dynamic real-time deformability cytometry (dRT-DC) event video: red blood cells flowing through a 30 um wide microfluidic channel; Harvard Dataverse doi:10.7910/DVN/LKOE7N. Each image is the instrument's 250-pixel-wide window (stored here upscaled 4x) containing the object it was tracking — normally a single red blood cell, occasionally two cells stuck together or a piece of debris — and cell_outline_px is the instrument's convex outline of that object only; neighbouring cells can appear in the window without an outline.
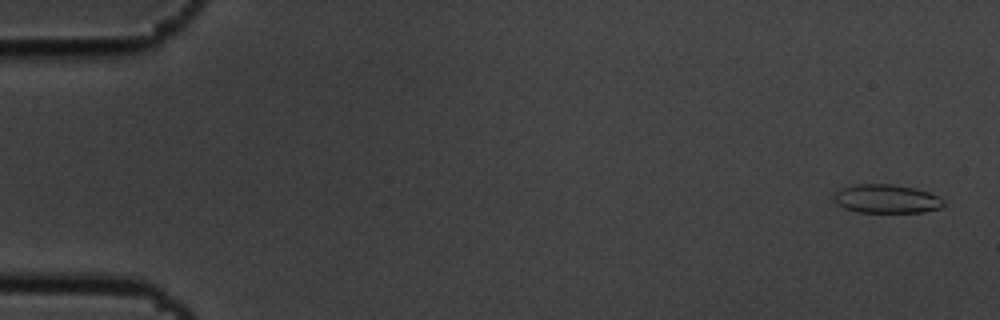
{"species": "common noctule bat (a hibernating species)", "species_latin": "Nyctalus noctula", "temperature_condition": "cold", "stored_images_in_passage": 15, "camera_frame_rate_fps": 3000, "um_per_image_px": 0.085, "animal": {"sex": "male", "body_mass_g": 19.5, "forearm_length_mm": 54.6}, "frame": {"image": 1, "passage_image": 1, "time_ms": 0.0, "image_size_px": [1000, 320], "cell_outline_px": [[944, 204], [940, 208], [924, 212], [856, 212], [844, 208], [836, 204], [832, 200], [832, 196], [836, 192], [844, 188], [856, 184], [892, 184], [916, 188], [940, 196], [944, 200]], "centroid_in_image_um": [75.35, 16.9], "position_along_channel_um": 9.7, "area_um2": 18.5}}
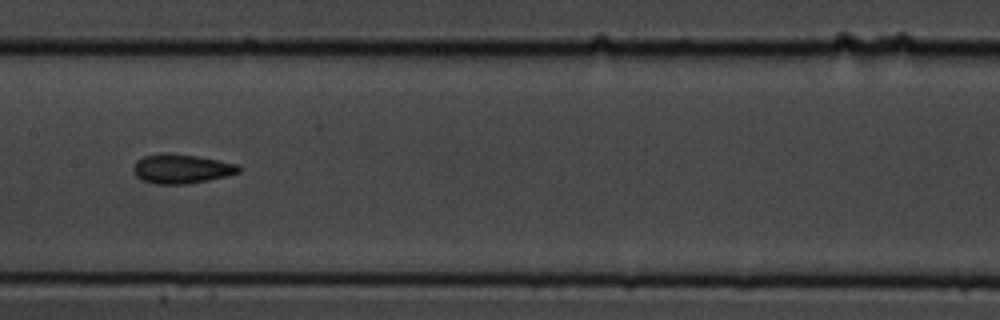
{"frame": {"image": 2, "passage_image": 8, "time_ms": 2.333, "image_size_px": [1000, 320], "cell_outline_px": [[244, 168], [240, 172], [208, 180], [184, 184], [156, 184], [140, 180], [136, 176], [132, 168], [136, 160], [144, 156], [164, 152], [168, 152], [196, 156], [240, 164]], "centroid_in_image_um": [15.42, 14.34], "position_along_channel_um": 192.0, "area_um2": 18.21}}
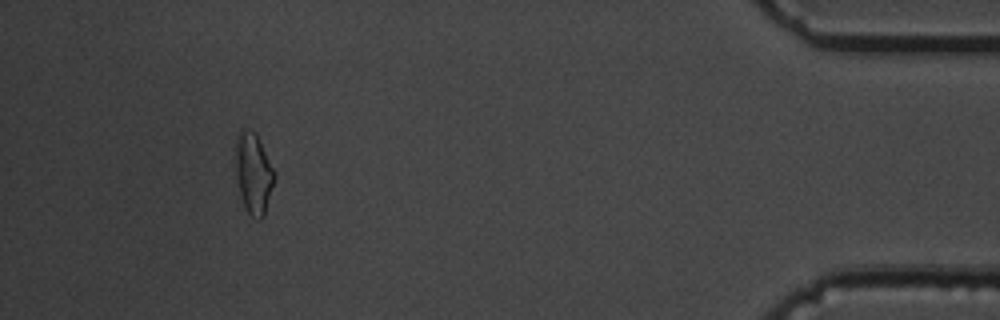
{"frame": {"image": 3, "passage_image": 14, "time_ms": 4.333, "image_size_px": [1000, 320], "cell_outline_px": [[276, 180], [264, 216], [260, 220], [256, 220], [244, 208], [240, 196], [236, 176], [232, 148], [236, 132], [244, 128], [256, 132], [276, 172]], "centroid_in_image_um": [21.52, 14.67], "position_along_channel_um": 413.7, "area_um2": 19.48}}